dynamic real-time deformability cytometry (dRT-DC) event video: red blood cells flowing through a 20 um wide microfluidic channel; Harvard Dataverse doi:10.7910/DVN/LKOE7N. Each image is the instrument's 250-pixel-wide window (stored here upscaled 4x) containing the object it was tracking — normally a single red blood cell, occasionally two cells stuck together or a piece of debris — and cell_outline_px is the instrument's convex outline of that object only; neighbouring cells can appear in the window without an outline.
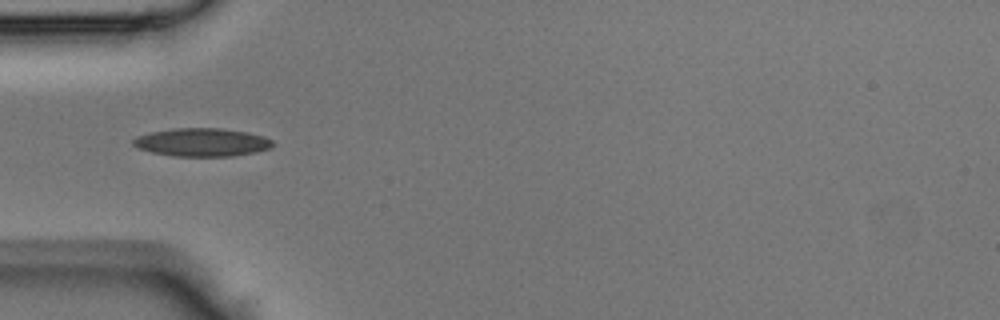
{"species": "Egyptian fruit bat (a non-hibernating species)", "species_latin": "Rousettus aegyptiacus", "temperature_condition": "room temperature", "stored_images_in_passage": 7, "camera_frame_rate_fps": 3000, "um_per_image_px": 0.085, "animal": {"sex": "male"}, "frame": {"image": 1, "passage_image": 1, "time_ms": 0.0, "image_size_px": [1000, 320], "cell_outline_px": [[276, 144], [272, 148], [232, 156], [172, 156], [152, 152], [140, 148], [132, 144], [132, 140], [136, 136], [152, 132], [172, 128], [220, 128], [248, 132], [264, 136], [272, 140]], "centroid_in_image_um": [17.19, 12.09], "position_along_channel_um": 67.8, "area_um2": 22.95}}